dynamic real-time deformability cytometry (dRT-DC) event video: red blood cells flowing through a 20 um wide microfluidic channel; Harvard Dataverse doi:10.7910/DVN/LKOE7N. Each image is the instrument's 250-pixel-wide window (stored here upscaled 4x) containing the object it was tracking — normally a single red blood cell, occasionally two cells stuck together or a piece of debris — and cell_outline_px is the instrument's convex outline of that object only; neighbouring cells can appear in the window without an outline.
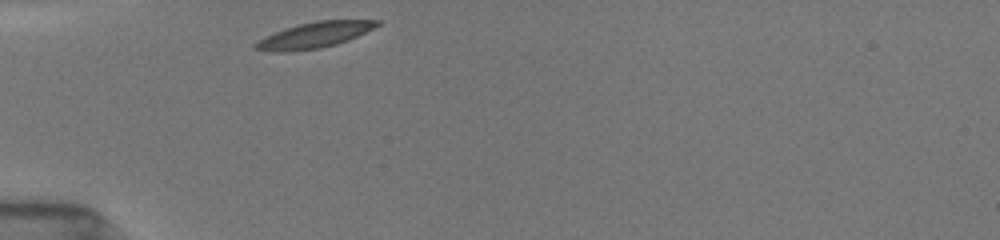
{"species": "common noctule bat (a hibernating species)", "species_latin": "Nyctalus noctula", "temperature_condition": "room temperature", "stored_images_in_passage": 25, "camera_frame_rate_fps": 3000, "um_per_image_px": 0.085, "animal": {"sex": "female", "body_mass_g": 19.5, "forearm_length_mm": 54.1}, "frame": {"image": 1, "passage_image": 1, "time_ms": 0.0, "image_size_px": [1000, 240], "cell_outline_px": [[380, 24], [348, 40], [336, 44], [320, 48], [284, 52], [272, 52], [252, 48], [252, 44], [284, 28], [316, 20], [380, 20]], "centroid_in_image_um": [26.69, 2.98], "position_along_channel_um": 58.3, "area_um2": 17.98}}
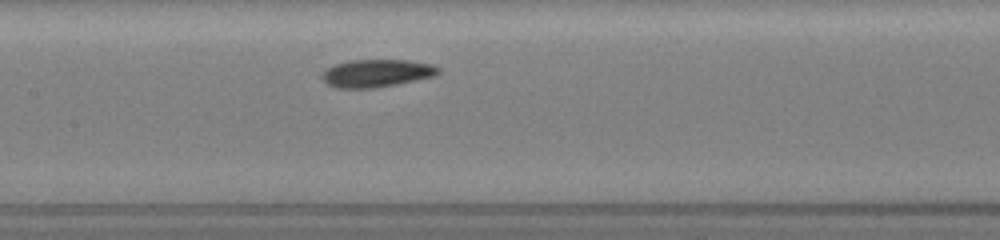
{"frame": {"image": 2, "passage_image": 9, "time_ms": 3.333, "image_size_px": [1000, 240], "cell_outline_px": [[440, 72], [432, 76], [372, 88], [336, 88], [328, 84], [320, 76], [332, 64], [348, 60], [408, 60], [432, 64], [440, 68]], "centroid_in_image_um": [31.96, 6.2], "position_along_channel_um": 175.4, "area_um2": 18.5}}
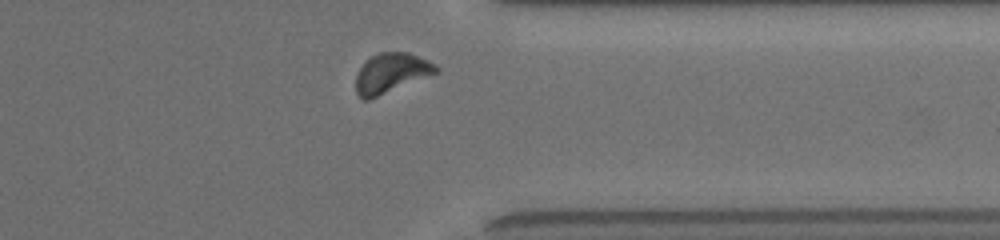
{"frame": {"image": 3, "passage_image": 22, "time_ms": 8.667, "image_size_px": [1000, 240], "cell_outline_px": [[440, 72], [368, 100], [364, 100], [356, 92], [356, 76], [360, 68], [372, 56], [380, 52], [408, 52], [428, 60], [436, 64], [440, 68]], "centroid_in_image_um": [33.29, 6.21], "position_along_channel_um": 378.1, "area_um2": 18.5}, "authors_computed_cell_mechanics": {"area_um2": 18.3804, "velocity_mm_per_s": 3.8399, "shape_relaxation_time_tau1_ms": 2.4479, "shape_relaxation_time_tau2_ms": 5.2359, "deformation_change_tau1": 0.0991, "deformation_change_tau2": 0.1164}}